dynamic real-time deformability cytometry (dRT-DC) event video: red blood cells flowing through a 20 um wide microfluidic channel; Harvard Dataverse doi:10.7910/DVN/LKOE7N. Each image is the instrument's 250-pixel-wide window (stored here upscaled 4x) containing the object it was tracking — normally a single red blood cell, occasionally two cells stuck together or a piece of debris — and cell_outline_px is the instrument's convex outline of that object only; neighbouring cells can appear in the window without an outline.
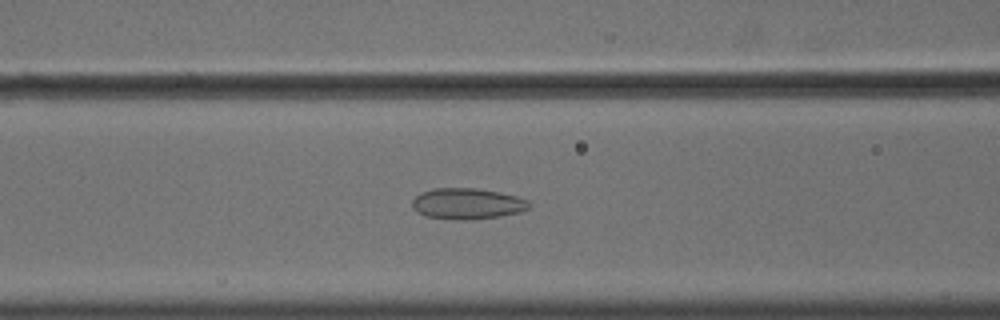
{"species": "common noctule bat (a hibernating species)", "species_latin": "Nyctalus noctula", "temperature_condition": "cold", "stored_images_in_passage": 56, "camera_frame_rate_fps": 3000, "um_per_image_px": 0.085, "animal": {"sex": "male", "body_mass_g": 18.8}, "frame": {"image": 1, "passage_image": 24, "time_ms": 7.667, "image_size_px": [1000, 320], "cell_outline_px": [[528, 208], [520, 212], [500, 216], [468, 220], [456, 220], [424, 216], [412, 204], [412, 200], [420, 192], [432, 188], [476, 188], [500, 192], [516, 196], [528, 200]], "centroid_in_image_um": [39.71, 17.31], "position_along_channel_um": 126.9, "area_um2": 21.04}}
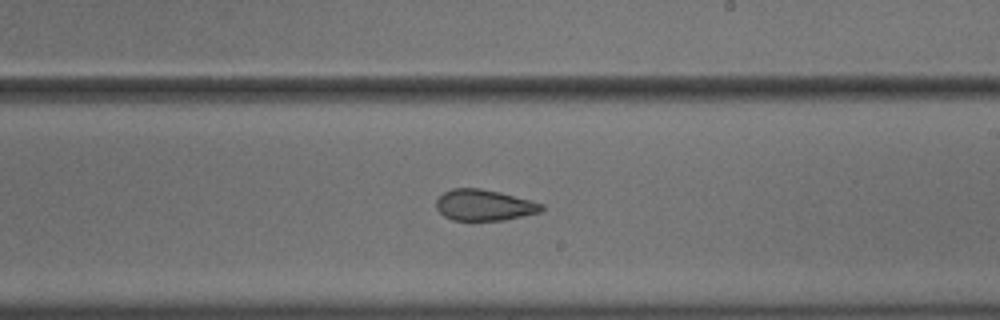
{"frame": {"image": 2, "passage_image": 34, "time_ms": 11.0, "image_size_px": [1000, 320], "cell_outline_px": [[544, 208], [540, 212], [504, 220], [452, 220], [444, 216], [436, 208], [436, 200], [444, 192], [452, 188], [480, 188], [500, 192], [544, 204]], "centroid_in_image_um": [41.14, 17.43], "position_along_channel_um": 247.9, "area_um2": 19.02}}
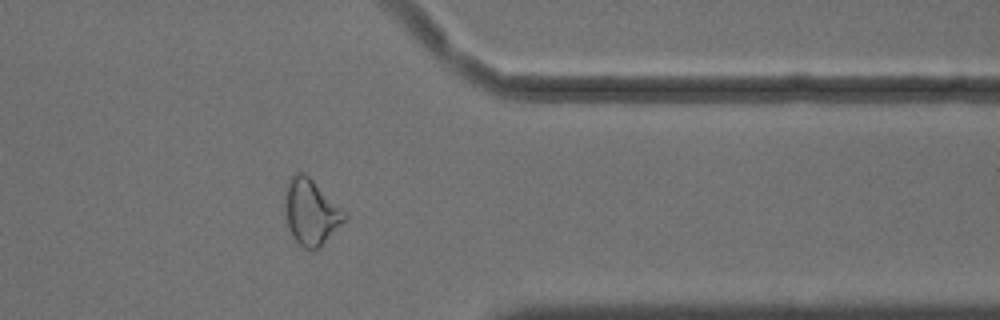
{"frame": {"image": 3, "passage_image": 46, "time_ms": 15.0, "image_size_px": [1000, 320], "cell_outline_px": [[348, 216], [320, 248], [316, 252], [312, 252], [304, 248], [296, 240], [288, 224], [284, 208], [284, 196], [288, 184], [292, 176], [296, 172], [304, 172], [348, 212]], "centroid_in_image_um": [26.46, 18.03], "position_along_channel_um": 384.9, "area_um2": 22.95}, "authors_computed_cell_mechanics": {"area_um2": 23.3223, "velocity_mm_per_s": 3.6277, "shape_relaxation_time_tau1_ms": null, "shape_relaxation_time_tau2_ms": 2.4739, "deformation_change_tau1": null, "deformation_change_tau2": 0.1031}}